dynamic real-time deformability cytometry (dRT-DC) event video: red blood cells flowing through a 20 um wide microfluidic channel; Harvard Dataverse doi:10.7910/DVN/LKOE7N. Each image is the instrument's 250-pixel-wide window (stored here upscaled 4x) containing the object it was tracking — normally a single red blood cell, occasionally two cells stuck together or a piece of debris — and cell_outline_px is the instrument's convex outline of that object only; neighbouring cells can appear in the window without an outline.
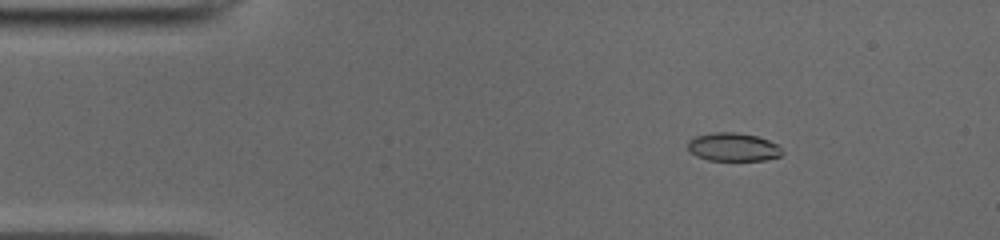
{"species": "common noctule bat (a hibernating species)", "species_latin": "Nyctalus noctula", "temperature_condition": "cold", "stored_images_in_passage": 48, "camera_frame_rate_fps": 3000, "um_per_image_px": 0.085, "animal": {"sex": "male", "body_mass_g": 19.0, "forearm_length_mm": 50.8}, "frame": {"image": 1, "passage_image": 4, "time_ms": 1.0, "image_size_px": [1000, 240], "cell_outline_px": [[784, 152], [780, 156], [764, 160], [708, 160], [696, 156], [688, 152], [688, 140], [696, 136], [716, 132], [736, 132], [756, 136], [768, 140], [776, 144]], "centroid_in_image_um": [62.29, 12.5], "position_along_channel_um": 22.7, "area_um2": 15.55}}
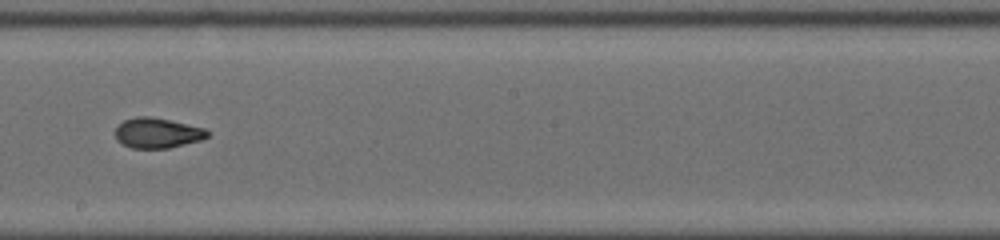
{"frame": {"image": 2, "passage_image": 25, "time_ms": 8.0, "image_size_px": [1000, 240], "cell_outline_px": [[208, 136], [200, 140], [168, 148], [132, 148], [116, 140], [116, 128], [124, 120], [136, 116], [148, 116], [208, 128]], "centroid_in_image_um": [13.38, 11.3], "position_along_channel_um": 234.8, "area_um2": 16.07}}
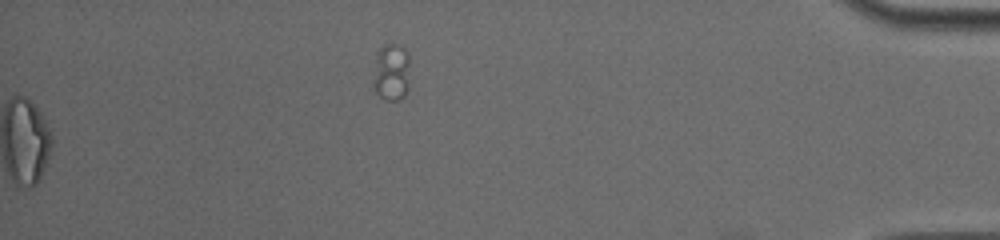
{"frame": {"image": 3, "passage_image": 48, "time_ms": 15.667, "image_size_px": [1000, 240], "cell_outline_px": [[408, 88], [404, 96], [400, 100], [384, 100], [376, 92], [372, 84], [376, 52], [384, 44], [392, 44], [404, 48], [408, 52]], "centroid_in_image_um": [33.24, 6.15], "position_along_channel_um": 402.0, "area_um2": 12.43}, "authors_computed_cell_mechanics": {"area_um2": 16.473, "velocity_mm_per_s": 3.9678, "shape_relaxation_time_tau1_ms": 7.1571, "shape_relaxation_time_tau2_ms": 1.65, "deformation_change_tau1": 0.2279, "deformation_change_tau2": 0.0657}}